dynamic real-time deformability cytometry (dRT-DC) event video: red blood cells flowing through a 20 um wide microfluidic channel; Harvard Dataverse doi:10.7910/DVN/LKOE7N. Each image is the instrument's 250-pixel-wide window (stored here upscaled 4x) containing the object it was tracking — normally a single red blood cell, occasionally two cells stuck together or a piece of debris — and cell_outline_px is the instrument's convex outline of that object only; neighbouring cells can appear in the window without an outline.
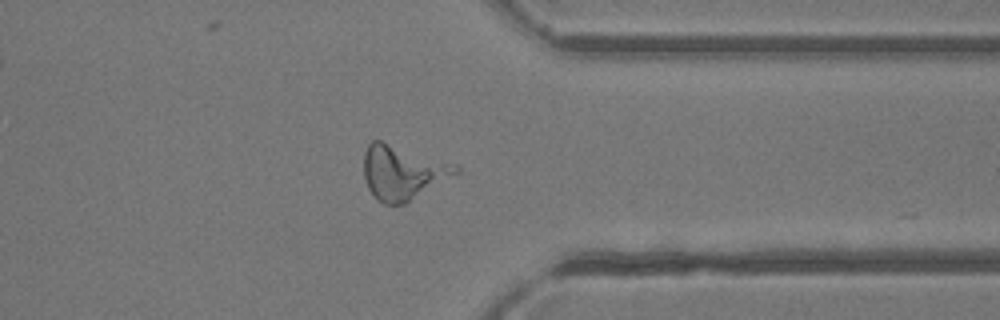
{"species": "common noctule bat (a hibernating species)", "species_latin": "Nyctalus noctula", "temperature_condition": "room temperature", "stored_images_in_passage": 39, "camera_frame_rate_fps": 3000, "um_per_image_px": 0.085, "animal": {"sex": "female"}, "frame": {"image": 1, "passage_image": 29, "time_ms": 9.333, "image_size_px": [1000, 320], "cell_outline_px": [[460, 172], [404, 204], [384, 204], [376, 200], [368, 188], [364, 176], [364, 152], [368, 144], [372, 140], [380, 140], [456, 164], [460, 168]], "centroid_in_image_um": [34.21, 14.65], "position_along_channel_um": 377.2, "area_um2": 28.96}}